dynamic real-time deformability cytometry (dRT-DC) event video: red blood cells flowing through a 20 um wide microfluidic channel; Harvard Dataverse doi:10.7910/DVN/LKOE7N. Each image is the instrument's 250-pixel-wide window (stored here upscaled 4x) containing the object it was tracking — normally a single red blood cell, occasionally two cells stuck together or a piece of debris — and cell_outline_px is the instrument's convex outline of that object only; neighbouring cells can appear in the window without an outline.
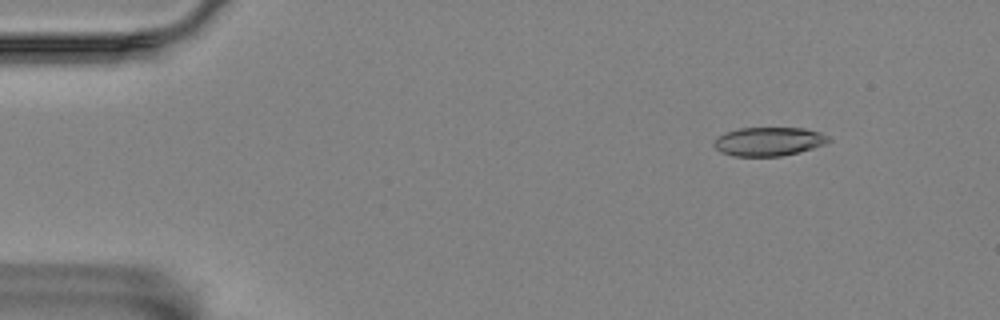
{"species": "Egyptian fruit bat (a non-hibernating species)", "species_latin": "Rousettus aegyptiacus", "temperature_condition": "room temperature", "stored_images_in_passage": 5, "camera_frame_rate_fps": 3000, "um_per_image_px": 0.085, "animal": {"sex": "female"}, "frame": {"image": 1, "passage_image": 2, "time_ms": 1.333, "image_size_px": [1000, 320], "cell_outline_px": [[832, 140], [824, 144], [800, 152], [780, 156], [732, 156], [720, 152], [712, 144], [716, 136], [740, 128], [804, 128], [820, 132], [828, 136]], "centroid_in_image_um": [65.33, 12.03], "position_along_channel_um": 19.7, "area_um2": 19.25}}
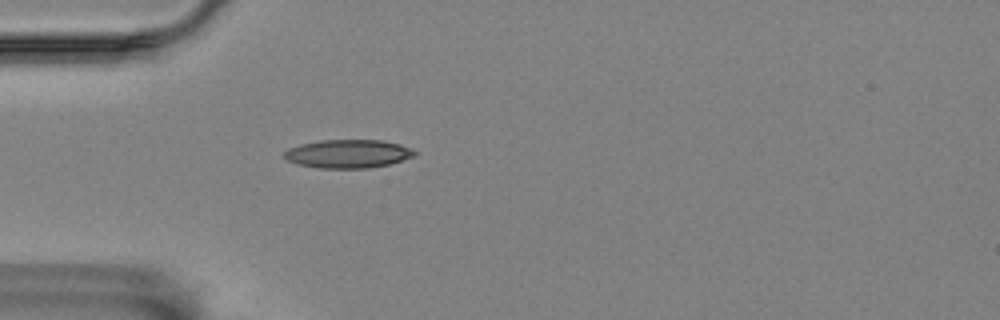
{"frame": {"image": 2, "passage_image": 5, "time_ms": 4.667, "image_size_px": [1000, 320], "cell_outline_px": [[420, 152], [416, 156], [388, 164], [368, 168], [320, 168], [296, 164], [284, 160], [280, 156], [288, 148], [300, 144], [320, 140], [384, 140], [400, 144], [412, 148]], "centroid_in_image_um": [29.57, 13.07], "position_along_channel_um": 55.4, "area_um2": 22.02}}